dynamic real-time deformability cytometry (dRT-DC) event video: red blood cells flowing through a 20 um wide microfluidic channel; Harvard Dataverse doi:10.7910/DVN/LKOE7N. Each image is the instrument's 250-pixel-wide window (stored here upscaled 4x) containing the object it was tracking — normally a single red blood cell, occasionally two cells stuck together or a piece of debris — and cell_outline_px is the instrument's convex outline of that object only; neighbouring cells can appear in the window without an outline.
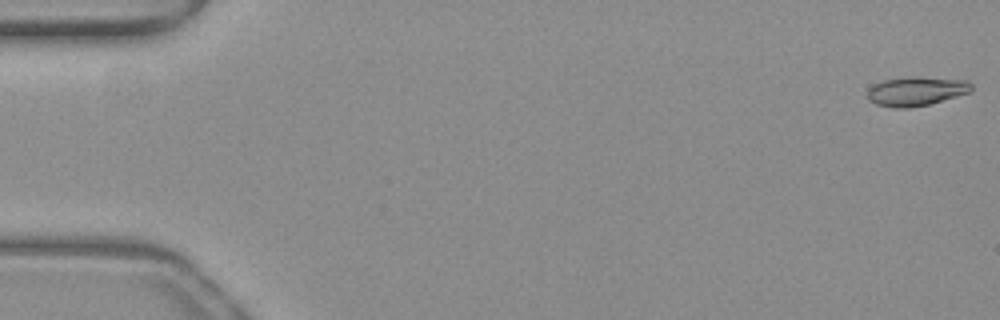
{"species": "common noctule bat (a hibernating species)", "species_latin": "Nyctalus noctula", "temperature_condition": "warm", "stored_images_in_passage": 52, "camera_frame_rate_fps": 3000, "um_per_image_px": 0.085, "animal": {"sex": "female", "body_mass_g": 19.3, "forearm_length_mm": 54.1}, "frame": {"image": 1, "passage_image": 1, "time_ms": 0.0, "image_size_px": [1000, 320], "cell_outline_px": [[972, 88], [968, 92], [956, 96], [928, 104], [908, 108], [892, 108], [876, 104], [868, 100], [868, 88], [872, 84], [884, 80], [912, 76], [916, 76], [968, 80], [972, 84]], "centroid_in_image_um": [77.84, 7.74], "position_along_channel_um": 7.2, "area_um2": 17.69}}
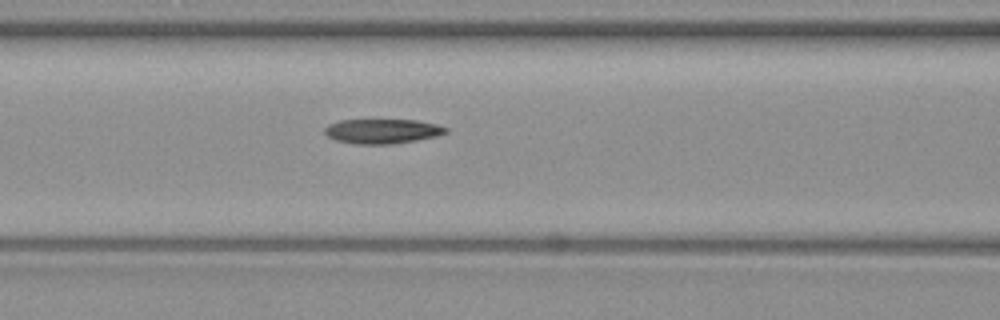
{"frame": {"image": 2, "passage_image": 22, "time_ms": 7.0, "image_size_px": [1000, 320], "cell_outline_px": [[448, 132], [436, 136], [416, 140], [388, 144], [356, 144], [336, 140], [328, 136], [324, 132], [324, 128], [328, 124], [340, 120], [416, 120], [436, 124], [448, 128]], "centroid_in_image_um": [32.48, 11.15], "position_along_channel_um": 134.1, "area_um2": 17.28}}
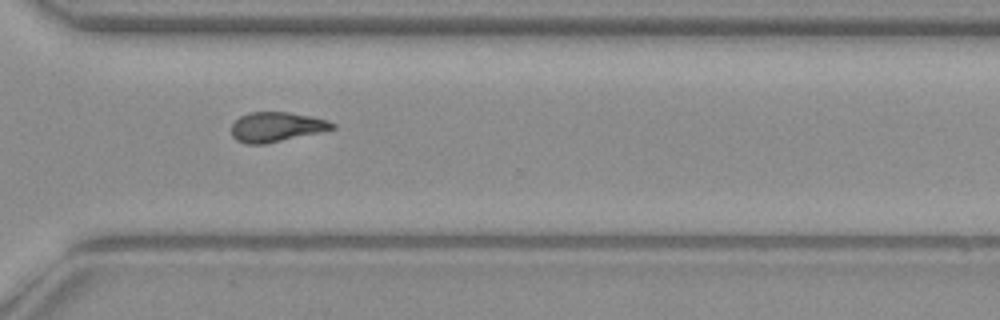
{"frame": {"image": 3, "passage_image": 38, "time_ms": 12.333, "image_size_px": [1000, 320], "cell_outline_px": [[336, 128], [320, 132], [264, 144], [248, 144], [236, 140], [232, 136], [232, 124], [240, 116], [248, 112], [288, 112], [312, 116], [328, 120], [336, 124]], "centroid_in_image_um": [23.5, 10.78], "position_along_channel_um": 347.1, "area_um2": 17.46}, "authors_computed_cell_mechanics": {"area_um2": 17.5712, "velocity_mm_per_s": 3.9964, "shape_relaxation_time_tau1_ms": 7.9272, "shape_relaxation_time_tau2_ms": 4.416, "deformation_change_tau1": 0.2193, "deformation_change_tau2": 0.1196}}